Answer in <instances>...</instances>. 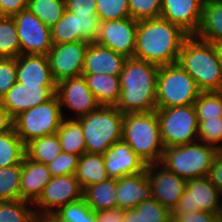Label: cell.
<instances>
[{"instance_id": "obj_1", "label": "cell", "mask_w": 222, "mask_h": 222, "mask_svg": "<svg viewBox=\"0 0 222 222\" xmlns=\"http://www.w3.org/2000/svg\"><path fill=\"white\" fill-rule=\"evenodd\" d=\"M180 26L162 18L138 21L134 58L164 66L177 63L185 39Z\"/></svg>"}, {"instance_id": "obj_2", "label": "cell", "mask_w": 222, "mask_h": 222, "mask_svg": "<svg viewBox=\"0 0 222 222\" xmlns=\"http://www.w3.org/2000/svg\"><path fill=\"white\" fill-rule=\"evenodd\" d=\"M159 66L127 58L119 76L120 98L116 107L123 113L152 112L157 109Z\"/></svg>"}, {"instance_id": "obj_3", "label": "cell", "mask_w": 222, "mask_h": 222, "mask_svg": "<svg viewBox=\"0 0 222 222\" xmlns=\"http://www.w3.org/2000/svg\"><path fill=\"white\" fill-rule=\"evenodd\" d=\"M177 63L195 80L202 92L222 91V66L212 43L189 35Z\"/></svg>"}, {"instance_id": "obj_4", "label": "cell", "mask_w": 222, "mask_h": 222, "mask_svg": "<svg viewBox=\"0 0 222 222\" xmlns=\"http://www.w3.org/2000/svg\"><path fill=\"white\" fill-rule=\"evenodd\" d=\"M122 140L148 165L160 163L164 146L156 110L125 113Z\"/></svg>"}, {"instance_id": "obj_5", "label": "cell", "mask_w": 222, "mask_h": 222, "mask_svg": "<svg viewBox=\"0 0 222 222\" xmlns=\"http://www.w3.org/2000/svg\"><path fill=\"white\" fill-rule=\"evenodd\" d=\"M123 117L116 106H99L77 118L83 130L86 152L103 154L115 142L121 141Z\"/></svg>"}, {"instance_id": "obj_6", "label": "cell", "mask_w": 222, "mask_h": 222, "mask_svg": "<svg viewBox=\"0 0 222 222\" xmlns=\"http://www.w3.org/2000/svg\"><path fill=\"white\" fill-rule=\"evenodd\" d=\"M218 152L216 148L199 141L170 146L164 148L160 164L185 180L201 178L208 176Z\"/></svg>"}, {"instance_id": "obj_7", "label": "cell", "mask_w": 222, "mask_h": 222, "mask_svg": "<svg viewBox=\"0 0 222 222\" xmlns=\"http://www.w3.org/2000/svg\"><path fill=\"white\" fill-rule=\"evenodd\" d=\"M201 92L195 80L178 63L159 66L157 109L194 104Z\"/></svg>"}, {"instance_id": "obj_8", "label": "cell", "mask_w": 222, "mask_h": 222, "mask_svg": "<svg viewBox=\"0 0 222 222\" xmlns=\"http://www.w3.org/2000/svg\"><path fill=\"white\" fill-rule=\"evenodd\" d=\"M62 120L61 107L55 94L51 99L16 116L13 127L26 145L31 140L57 133Z\"/></svg>"}, {"instance_id": "obj_9", "label": "cell", "mask_w": 222, "mask_h": 222, "mask_svg": "<svg viewBox=\"0 0 222 222\" xmlns=\"http://www.w3.org/2000/svg\"><path fill=\"white\" fill-rule=\"evenodd\" d=\"M163 146H179L198 141V121L193 104L156 109Z\"/></svg>"}, {"instance_id": "obj_10", "label": "cell", "mask_w": 222, "mask_h": 222, "mask_svg": "<svg viewBox=\"0 0 222 222\" xmlns=\"http://www.w3.org/2000/svg\"><path fill=\"white\" fill-rule=\"evenodd\" d=\"M222 193L207 176L187 180L184 194L173 208L172 218L194 211L222 214Z\"/></svg>"}, {"instance_id": "obj_11", "label": "cell", "mask_w": 222, "mask_h": 222, "mask_svg": "<svg viewBox=\"0 0 222 222\" xmlns=\"http://www.w3.org/2000/svg\"><path fill=\"white\" fill-rule=\"evenodd\" d=\"M13 19L18 32L20 55H47L53 46L51 29L27 8L14 15Z\"/></svg>"}, {"instance_id": "obj_12", "label": "cell", "mask_w": 222, "mask_h": 222, "mask_svg": "<svg viewBox=\"0 0 222 222\" xmlns=\"http://www.w3.org/2000/svg\"><path fill=\"white\" fill-rule=\"evenodd\" d=\"M88 45L89 42L87 41H75L51 47L47 57L56 83L68 78L82 76Z\"/></svg>"}, {"instance_id": "obj_13", "label": "cell", "mask_w": 222, "mask_h": 222, "mask_svg": "<svg viewBox=\"0 0 222 222\" xmlns=\"http://www.w3.org/2000/svg\"><path fill=\"white\" fill-rule=\"evenodd\" d=\"M83 198V189L75 174L52 177L34 203L35 213H54L61 207Z\"/></svg>"}, {"instance_id": "obj_14", "label": "cell", "mask_w": 222, "mask_h": 222, "mask_svg": "<svg viewBox=\"0 0 222 222\" xmlns=\"http://www.w3.org/2000/svg\"><path fill=\"white\" fill-rule=\"evenodd\" d=\"M138 21L131 17L100 22L95 42L127 58H134Z\"/></svg>"}, {"instance_id": "obj_15", "label": "cell", "mask_w": 222, "mask_h": 222, "mask_svg": "<svg viewBox=\"0 0 222 222\" xmlns=\"http://www.w3.org/2000/svg\"><path fill=\"white\" fill-rule=\"evenodd\" d=\"M56 96L63 118V108H69L75 114V119L95 111L100 105L87 86L84 76L72 77L60 81L56 85Z\"/></svg>"}, {"instance_id": "obj_16", "label": "cell", "mask_w": 222, "mask_h": 222, "mask_svg": "<svg viewBox=\"0 0 222 222\" xmlns=\"http://www.w3.org/2000/svg\"><path fill=\"white\" fill-rule=\"evenodd\" d=\"M146 173L153 198L172 211L185 192L187 180L168 171L160 163L148 164Z\"/></svg>"}, {"instance_id": "obj_17", "label": "cell", "mask_w": 222, "mask_h": 222, "mask_svg": "<svg viewBox=\"0 0 222 222\" xmlns=\"http://www.w3.org/2000/svg\"><path fill=\"white\" fill-rule=\"evenodd\" d=\"M55 94L56 85H25L16 82L0 102L14 119L20 113L51 99Z\"/></svg>"}, {"instance_id": "obj_18", "label": "cell", "mask_w": 222, "mask_h": 222, "mask_svg": "<svg viewBox=\"0 0 222 222\" xmlns=\"http://www.w3.org/2000/svg\"><path fill=\"white\" fill-rule=\"evenodd\" d=\"M205 0H161L160 18L180 26L189 35L198 31Z\"/></svg>"}, {"instance_id": "obj_19", "label": "cell", "mask_w": 222, "mask_h": 222, "mask_svg": "<svg viewBox=\"0 0 222 222\" xmlns=\"http://www.w3.org/2000/svg\"><path fill=\"white\" fill-rule=\"evenodd\" d=\"M105 168L110 178L142 173L147 164L123 140L115 142L104 153Z\"/></svg>"}, {"instance_id": "obj_20", "label": "cell", "mask_w": 222, "mask_h": 222, "mask_svg": "<svg viewBox=\"0 0 222 222\" xmlns=\"http://www.w3.org/2000/svg\"><path fill=\"white\" fill-rule=\"evenodd\" d=\"M115 196L117 208L122 210L135 209L141 202L152 199V187L146 170L118 178Z\"/></svg>"}, {"instance_id": "obj_21", "label": "cell", "mask_w": 222, "mask_h": 222, "mask_svg": "<svg viewBox=\"0 0 222 222\" xmlns=\"http://www.w3.org/2000/svg\"><path fill=\"white\" fill-rule=\"evenodd\" d=\"M127 57L97 42H90L85 53L82 74L120 76Z\"/></svg>"}, {"instance_id": "obj_22", "label": "cell", "mask_w": 222, "mask_h": 222, "mask_svg": "<svg viewBox=\"0 0 222 222\" xmlns=\"http://www.w3.org/2000/svg\"><path fill=\"white\" fill-rule=\"evenodd\" d=\"M51 178L46 164L32 161L24 156L20 178V200L35 203Z\"/></svg>"}, {"instance_id": "obj_23", "label": "cell", "mask_w": 222, "mask_h": 222, "mask_svg": "<svg viewBox=\"0 0 222 222\" xmlns=\"http://www.w3.org/2000/svg\"><path fill=\"white\" fill-rule=\"evenodd\" d=\"M17 82L25 85H57L52 76L47 55H19Z\"/></svg>"}, {"instance_id": "obj_24", "label": "cell", "mask_w": 222, "mask_h": 222, "mask_svg": "<svg viewBox=\"0 0 222 222\" xmlns=\"http://www.w3.org/2000/svg\"><path fill=\"white\" fill-rule=\"evenodd\" d=\"M87 86L100 106H116L120 98L119 76L110 74H82Z\"/></svg>"}, {"instance_id": "obj_25", "label": "cell", "mask_w": 222, "mask_h": 222, "mask_svg": "<svg viewBox=\"0 0 222 222\" xmlns=\"http://www.w3.org/2000/svg\"><path fill=\"white\" fill-rule=\"evenodd\" d=\"M75 176L82 189L108 180L103 154L87 153L79 156Z\"/></svg>"}, {"instance_id": "obj_26", "label": "cell", "mask_w": 222, "mask_h": 222, "mask_svg": "<svg viewBox=\"0 0 222 222\" xmlns=\"http://www.w3.org/2000/svg\"><path fill=\"white\" fill-rule=\"evenodd\" d=\"M195 36L213 43L222 39V0H205L202 18Z\"/></svg>"}, {"instance_id": "obj_27", "label": "cell", "mask_w": 222, "mask_h": 222, "mask_svg": "<svg viewBox=\"0 0 222 222\" xmlns=\"http://www.w3.org/2000/svg\"><path fill=\"white\" fill-rule=\"evenodd\" d=\"M117 179L109 178L98 184H92L83 190V198L95 212L117 208Z\"/></svg>"}, {"instance_id": "obj_28", "label": "cell", "mask_w": 222, "mask_h": 222, "mask_svg": "<svg viewBox=\"0 0 222 222\" xmlns=\"http://www.w3.org/2000/svg\"><path fill=\"white\" fill-rule=\"evenodd\" d=\"M62 152L82 155L86 152V144L80 122L71 117L63 118L57 131Z\"/></svg>"}, {"instance_id": "obj_29", "label": "cell", "mask_w": 222, "mask_h": 222, "mask_svg": "<svg viewBox=\"0 0 222 222\" xmlns=\"http://www.w3.org/2000/svg\"><path fill=\"white\" fill-rule=\"evenodd\" d=\"M62 152L58 134L45 135L25 145V156L32 161L48 165Z\"/></svg>"}, {"instance_id": "obj_30", "label": "cell", "mask_w": 222, "mask_h": 222, "mask_svg": "<svg viewBox=\"0 0 222 222\" xmlns=\"http://www.w3.org/2000/svg\"><path fill=\"white\" fill-rule=\"evenodd\" d=\"M25 156V145L16 134L14 127L0 133V168L22 165Z\"/></svg>"}, {"instance_id": "obj_31", "label": "cell", "mask_w": 222, "mask_h": 222, "mask_svg": "<svg viewBox=\"0 0 222 222\" xmlns=\"http://www.w3.org/2000/svg\"><path fill=\"white\" fill-rule=\"evenodd\" d=\"M20 55V43L16 22L13 17H0V58H17Z\"/></svg>"}, {"instance_id": "obj_32", "label": "cell", "mask_w": 222, "mask_h": 222, "mask_svg": "<svg viewBox=\"0 0 222 222\" xmlns=\"http://www.w3.org/2000/svg\"><path fill=\"white\" fill-rule=\"evenodd\" d=\"M47 27H53L63 16L65 0H29L28 7Z\"/></svg>"}, {"instance_id": "obj_33", "label": "cell", "mask_w": 222, "mask_h": 222, "mask_svg": "<svg viewBox=\"0 0 222 222\" xmlns=\"http://www.w3.org/2000/svg\"><path fill=\"white\" fill-rule=\"evenodd\" d=\"M22 165L0 168V201L20 200Z\"/></svg>"}, {"instance_id": "obj_34", "label": "cell", "mask_w": 222, "mask_h": 222, "mask_svg": "<svg viewBox=\"0 0 222 222\" xmlns=\"http://www.w3.org/2000/svg\"><path fill=\"white\" fill-rule=\"evenodd\" d=\"M35 214L34 203L29 201H0V222H29Z\"/></svg>"}, {"instance_id": "obj_35", "label": "cell", "mask_w": 222, "mask_h": 222, "mask_svg": "<svg viewBox=\"0 0 222 222\" xmlns=\"http://www.w3.org/2000/svg\"><path fill=\"white\" fill-rule=\"evenodd\" d=\"M193 105L197 120L222 117V91L201 92Z\"/></svg>"}, {"instance_id": "obj_36", "label": "cell", "mask_w": 222, "mask_h": 222, "mask_svg": "<svg viewBox=\"0 0 222 222\" xmlns=\"http://www.w3.org/2000/svg\"><path fill=\"white\" fill-rule=\"evenodd\" d=\"M53 45L77 41L76 16L65 10L63 16L50 28Z\"/></svg>"}, {"instance_id": "obj_37", "label": "cell", "mask_w": 222, "mask_h": 222, "mask_svg": "<svg viewBox=\"0 0 222 222\" xmlns=\"http://www.w3.org/2000/svg\"><path fill=\"white\" fill-rule=\"evenodd\" d=\"M64 222H97L96 212L82 198L55 212Z\"/></svg>"}, {"instance_id": "obj_38", "label": "cell", "mask_w": 222, "mask_h": 222, "mask_svg": "<svg viewBox=\"0 0 222 222\" xmlns=\"http://www.w3.org/2000/svg\"><path fill=\"white\" fill-rule=\"evenodd\" d=\"M197 121L198 141L222 151V117Z\"/></svg>"}, {"instance_id": "obj_39", "label": "cell", "mask_w": 222, "mask_h": 222, "mask_svg": "<svg viewBox=\"0 0 222 222\" xmlns=\"http://www.w3.org/2000/svg\"><path fill=\"white\" fill-rule=\"evenodd\" d=\"M95 4L101 22L130 17L128 0H96Z\"/></svg>"}, {"instance_id": "obj_40", "label": "cell", "mask_w": 222, "mask_h": 222, "mask_svg": "<svg viewBox=\"0 0 222 222\" xmlns=\"http://www.w3.org/2000/svg\"><path fill=\"white\" fill-rule=\"evenodd\" d=\"M130 17L136 21L159 18L161 0H128Z\"/></svg>"}, {"instance_id": "obj_41", "label": "cell", "mask_w": 222, "mask_h": 222, "mask_svg": "<svg viewBox=\"0 0 222 222\" xmlns=\"http://www.w3.org/2000/svg\"><path fill=\"white\" fill-rule=\"evenodd\" d=\"M77 24V41L95 42L100 28L97 14H74Z\"/></svg>"}, {"instance_id": "obj_42", "label": "cell", "mask_w": 222, "mask_h": 222, "mask_svg": "<svg viewBox=\"0 0 222 222\" xmlns=\"http://www.w3.org/2000/svg\"><path fill=\"white\" fill-rule=\"evenodd\" d=\"M135 209L142 213L145 222H170L172 219L171 210L162 206L154 198L141 202Z\"/></svg>"}, {"instance_id": "obj_43", "label": "cell", "mask_w": 222, "mask_h": 222, "mask_svg": "<svg viewBox=\"0 0 222 222\" xmlns=\"http://www.w3.org/2000/svg\"><path fill=\"white\" fill-rule=\"evenodd\" d=\"M79 155L61 152L47 166L51 177L75 174L77 170Z\"/></svg>"}, {"instance_id": "obj_44", "label": "cell", "mask_w": 222, "mask_h": 222, "mask_svg": "<svg viewBox=\"0 0 222 222\" xmlns=\"http://www.w3.org/2000/svg\"><path fill=\"white\" fill-rule=\"evenodd\" d=\"M17 82V58H0V99Z\"/></svg>"}, {"instance_id": "obj_45", "label": "cell", "mask_w": 222, "mask_h": 222, "mask_svg": "<svg viewBox=\"0 0 222 222\" xmlns=\"http://www.w3.org/2000/svg\"><path fill=\"white\" fill-rule=\"evenodd\" d=\"M96 0H65L66 10L72 14H97Z\"/></svg>"}, {"instance_id": "obj_46", "label": "cell", "mask_w": 222, "mask_h": 222, "mask_svg": "<svg viewBox=\"0 0 222 222\" xmlns=\"http://www.w3.org/2000/svg\"><path fill=\"white\" fill-rule=\"evenodd\" d=\"M222 214H212L206 211H194L185 215H176L178 222H216Z\"/></svg>"}, {"instance_id": "obj_47", "label": "cell", "mask_w": 222, "mask_h": 222, "mask_svg": "<svg viewBox=\"0 0 222 222\" xmlns=\"http://www.w3.org/2000/svg\"><path fill=\"white\" fill-rule=\"evenodd\" d=\"M209 180L222 193V151L213 158L208 176Z\"/></svg>"}, {"instance_id": "obj_48", "label": "cell", "mask_w": 222, "mask_h": 222, "mask_svg": "<svg viewBox=\"0 0 222 222\" xmlns=\"http://www.w3.org/2000/svg\"><path fill=\"white\" fill-rule=\"evenodd\" d=\"M29 0H0V12L2 16L13 17L28 7Z\"/></svg>"}, {"instance_id": "obj_49", "label": "cell", "mask_w": 222, "mask_h": 222, "mask_svg": "<svg viewBox=\"0 0 222 222\" xmlns=\"http://www.w3.org/2000/svg\"><path fill=\"white\" fill-rule=\"evenodd\" d=\"M124 210L116 208L96 212L97 222H122Z\"/></svg>"}, {"instance_id": "obj_50", "label": "cell", "mask_w": 222, "mask_h": 222, "mask_svg": "<svg viewBox=\"0 0 222 222\" xmlns=\"http://www.w3.org/2000/svg\"><path fill=\"white\" fill-rule=\"evenodd\" d=\"M13 127V119L2 107L0 102V133L7 132Z\"/></svg>"}, {"instance_id": "obj_51", "label": "cell", "mask_w": 222, "mask_h": 222, "mask_svg": "<svg viewBox=\"0 0 222 222\" xmlns=\"http://www.w3.org/2000/svg\"><path fill=\"white\" fill-rule=\"evenodd\" d=\"M122 222H145L142 213L136 209L124 210V217Z\"/></svg>"}, {"instance_id": "obj_52", "label": "cell", "mask_w": 222, "mask_h": 222, "mask_svg": "<svg viewBox=\"0 0 222 222\" xmlns=\"http://www.w3.org/2000/svg\"><path fill=\"white\" fill-rule=\"evenodd\" d=\"M38 222H64L58 214L54 213H37Z\"/></svg>"}, {"instance_id": "obj_53", "label": "cell", "mask_w": 222, "mask_h": 222, "mask_svg": "<svg viewBox=\"0 0 222 222\" xmlns=\"http://www.w3.org/2000/svg\"><path fill=\"white\" fill-rule=\"evenodd\" d=\"M212 45H213V47H214V49L216 51L218 60L220 61V64L222 66V39L213 42Z\"/></svg>"}, {"instance_id": "obj_54", "label": "cell", "mask_w": 222, "mask_h": 222, "mask_svg": "<svg viewBox=\"0 0 222 222\" xmlns=\"http://www.w3.org/2000/svg\"><path fill=\"white\" fill-rule=\"evenodd\" d=\"M29 222H38L37 221V213L35 214V216Z\"/></svg>"}, {"instance_id": "obj_55", "label": "cell", "mask_w": 222, "mask_h": 222, "mask_svg": "<svg viewBox=\"0 0 222 222\" xmlns=\"http://www.w3.org/2000/svg\"><path fill=\"white\" fill-rule=\"evenodd\" d=\"M216 222H222V215L216 220Z\"/></svg>"}, {"instance_id": "obj_56", "label": "cell", "mask_w": 222, "mask_h": 222, "mask_svg": "<svg viewBox=\"0 0 222 222\" xmlns=\"http://www.w3.org/2000/svg\"><path fill=\"white\" fill-rule=\"evenodd\" d=\"M170 222H178V221H176L174 218H172Z\"/></svg>"}]
</instances>
